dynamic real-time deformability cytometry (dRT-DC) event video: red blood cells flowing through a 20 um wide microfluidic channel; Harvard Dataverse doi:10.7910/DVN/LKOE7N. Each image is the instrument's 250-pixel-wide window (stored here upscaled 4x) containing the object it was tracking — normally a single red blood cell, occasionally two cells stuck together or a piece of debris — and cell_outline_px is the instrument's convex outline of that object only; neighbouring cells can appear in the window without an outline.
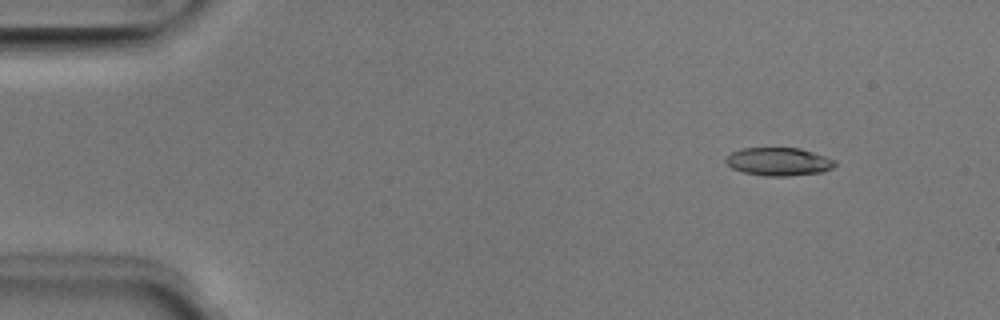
{"species": "Egyptian fruit bat (a non-hibernating species)", "species_latin": "Rousettus aegyptiacus", "temperature_condition": "room temperature", "stored_images_in_passage": 47, "camera_frame_rate_fps": 3000, "um_per_image_px": 0.085, "animal": {"sex": "male"}, "frame": {"image": 1, "passage_image": 2, "time_ms": 0.333, "image_size_px": [1000, 320], "cell_outline_px": [[836, 164], [832, 168], [820, 172], [788, 176], [764, 176], [744, 172], [732, 168], [724, 160], [732, 152], [740, 148], [800, 148], [836, 160]], "centroid_in_image_um": [66.18, 13.74], "position_along_channel_um": 18.8, "area_um2": 17.74}}
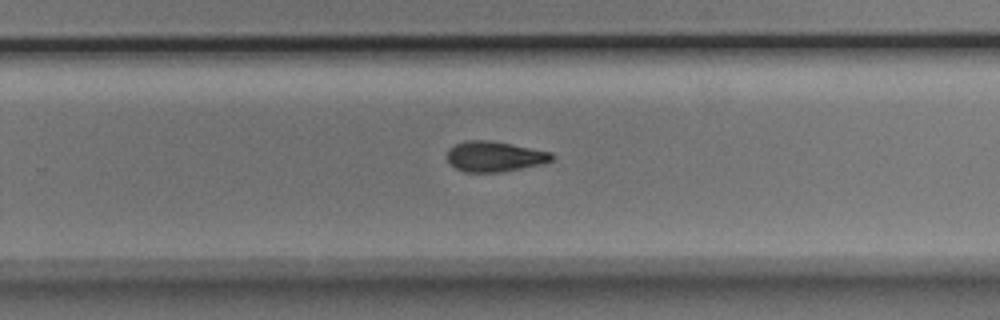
{"frame": {"image": 2, "passage_image": 29, "time_ms": 9.333, "image_size_px": [1000, 320], "cell_outline_px": [[556, 156], [552, 160], [544, 164], [500, 172], [464, 172], [456, 168], [448, 160], [448, 148], [456, 144], [468, 140], [488, 140], [552, 152]], "centroid_in_image_um": [42.07, 13.31], "position_along_channel_um": 287.7, "area_um2": 18.44}}
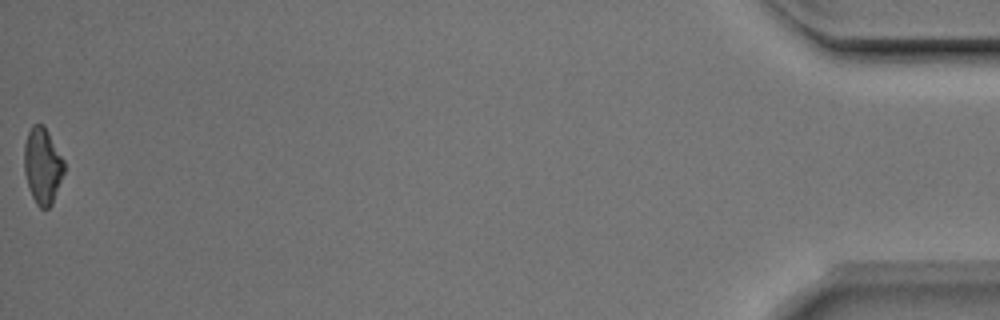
{"frame": {"image": 3, "passage_image": 47, "time_ms": 15.333, "image_size_px": [1000, 320], "cell_outline_px": [[64, 172], [52, 204], [48, 208], [40, 208], [36, 204], [32, 196], [24, 172], [24, 144], [28, 132], [32, 124], [44, 124], [64, 160]], "centroid_in_image_um": [3.61, 14.07], "position_along_channel_um": 431.6, "area_um2": 17.69}, "authors_computed_cell_mechanics": {"area_um2": 18.3804, "velocity_mm_per_s": 4.0276, "shape_relaxation_time_tau1_ms": 4.2828, "shape_relaxation_time_tau2_ms": 4.4548, "deformation_change_tau1": 0.1608, "deformation_change_tau2": 0.1374}}